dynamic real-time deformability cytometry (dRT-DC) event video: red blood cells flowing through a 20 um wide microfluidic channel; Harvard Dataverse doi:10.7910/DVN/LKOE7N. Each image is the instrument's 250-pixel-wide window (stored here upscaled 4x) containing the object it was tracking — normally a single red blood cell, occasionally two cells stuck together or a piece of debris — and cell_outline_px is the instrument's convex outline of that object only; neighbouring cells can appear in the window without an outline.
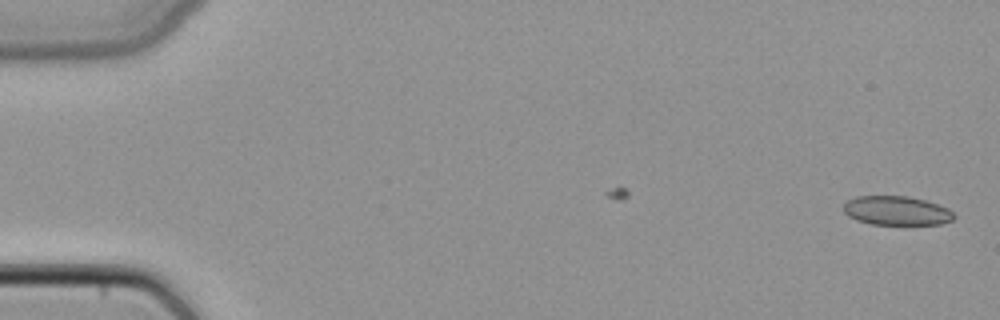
{"species": "common noctule bat (a hibernating species)", "species_latin": "Nyctalus noctula", "temperature_condition": "cold", "stored_images_in_passage": 49, "camera_frame_rate_fps": 3000, "um_per_image_px": 0.085, "animal": {"sex": "female", "body_mass_g": 22.7, "forearm_length_mm": 54.2}, "frame": {"image": 1, "passage_image": 1, "time_ms": 0.0, "image_size_px": [1000, 320], "cell_outline_px": [[956, 216], [952, 220], [940, 224], [872, 224], [856, 220], [848, 216], [844, 212], [844, 204], [848, 200], [856, 196], [908, 196], [924, 200], [948, 208]], "centroid_in_image_um": [76.2, 17.9], "position_along_channel_um": 8.8, "area_um2": 18.61}}
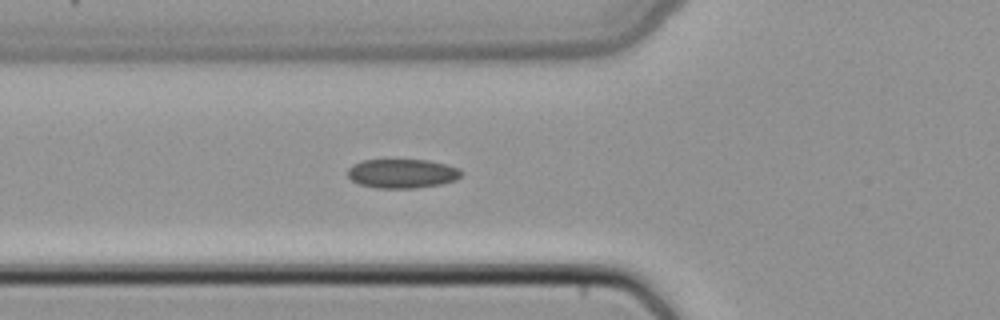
{"frame": {"image": 2, "passage_image": 18, "time_ms": 5.667, "image_size_px": [1000, 320], "cell_outline_px": [[464, 172], [456, 180], [440, 184], [416, 188], [376, 188], [356, 184], [348, 176], [348, 168], [352, 164], [364, 160], [428, 160], [460, 168]], "centroid_in_image_um": [34.17, 14.75], "position_along_channel_um": 91.6, "area_um2": 19.42}}
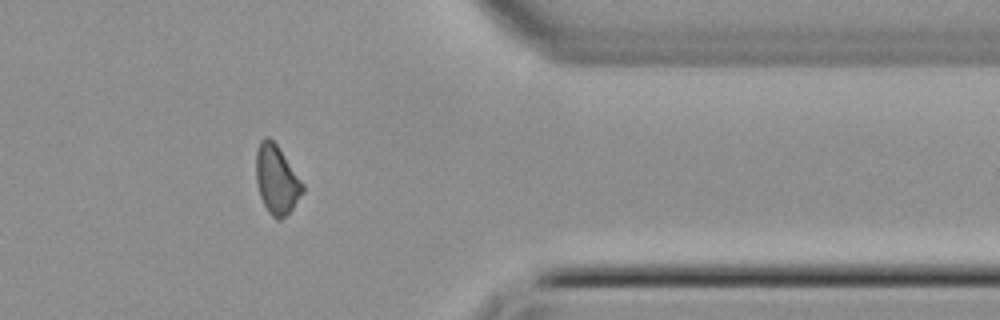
{"frame": {"image": 3, "passage_image": 40, "time_ms": 13.0, "image_size_px": [1000, 320], "cell_outline_px": [[304, 192], [292, 208], [280, 220], [276, 220], [268, 212], [260, 196], [256, 180], [256, 152], [260, 140], [264, 136], [268, 136], [276, 144], [304, 184]], "centroid_in_image_um": [23.5, 15.26], "position_along_channel_um": 387.9, "area_um2": 18.55}}